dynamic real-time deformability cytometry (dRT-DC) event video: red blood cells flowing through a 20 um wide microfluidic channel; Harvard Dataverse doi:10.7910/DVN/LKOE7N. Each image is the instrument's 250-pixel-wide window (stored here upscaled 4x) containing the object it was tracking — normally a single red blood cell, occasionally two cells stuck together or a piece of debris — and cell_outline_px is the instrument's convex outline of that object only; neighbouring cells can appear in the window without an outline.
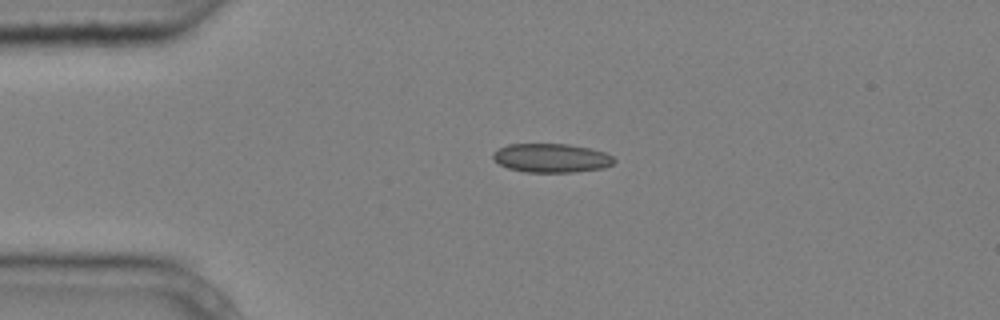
{"species": "common noctule bat (a hibernating species)", "species_latin": "Nyctalus noctula", "temperature_condition": "cold", "stored_images_in_passage": 3, "camera_frame_rate_fps": 3000, "um_per_image_px": 0.085, "animal": {"sex": "male", "body_mass_g": 20.4}, "frame": {"image": 1, "passage_image": 1, "time_ms": 0.0, "image_size_px": [1000, 320], "cell_outline_px": [[616, 160], [612, 164], [604, 168], [576, 172], [524, 172], [508, 168], [492, 160], [492, 152], [508, 144], [568, 144], [588, 148], [604, 152], [612, 156]], "centroid_in_image_um": [46.84, 13.43], "position_along_channel_um": 38.2, "area_um2": 20.46}}
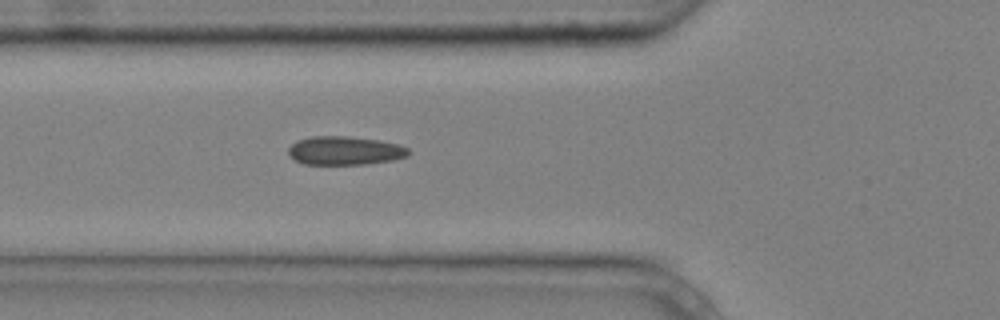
{"frame": {"image": 2, "passage_image": 3, "time_ms": 0.667, "image_size_px": [1000, 320], "cell_outline_px": [[412, 152], [408, 156], [392, 160], [364, 164], [304, 164], [288, 156], [288, 148], [296, 140], [312, 136], [348, 136], [380, 140], [400, 144], [408, 148]], "centroid_in_image_um": [29.32, 12.79], "position_along_channel_um": 96.5, "area_um2": 20.23}}